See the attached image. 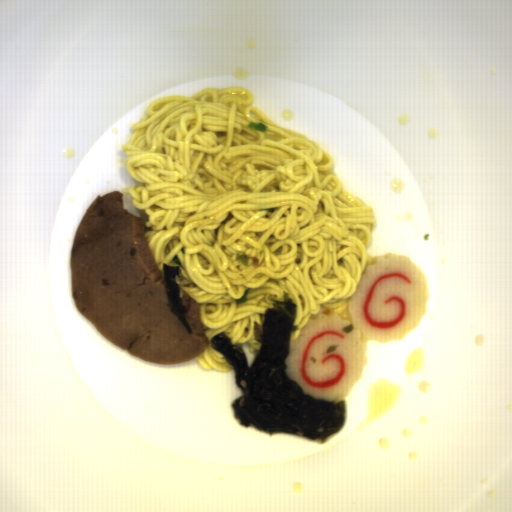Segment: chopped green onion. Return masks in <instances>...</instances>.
I'll return each mask as SVG.
<instances>
[{
  "label": "chopped green onion",
  "instance_id": "obj_1",
  "mask_svg": "<svg viewBox=\"0 0 512 512\" xmlns=\"http://www.w3.org/2000/svg\"><path fill=\"white\" fill-rule=\"evenodd\" d=\"M247 127H250L252 128L253 130L255 131H259V132H267V125L266 124H263L259 121H249L248 124H247Z\"/></svg>",
  "mask_w": 512,
  "mask_h": 512
},
{
  "label": "chopped green onion",
  "instance_id": "obj_2",
  "mask_svg": "<svg viewBox=\"0 0 512 512\" xmlns=\"http://www.w3.org/2000/svg\"><path fill=\"white\" fill-rule=\"evenodd\" d=\"M235 261H239L243 266H249L250 265V258L245 253H237L234 257Z\"/></svg>",
  "mask_w": 512,
  "mask_h": 512
},
{
  "label": "chopped green onion",
  "instance_id": "obj_3",
  "mask_svg": "<svg viewBox=\"0 0 512 512\" xmlns=\"http://www.w3.org/2000/svg\"><path fill=\"white\" fill-rule=\"evenodd\" d=\"M250 290L251 288H248L247 290L244 291L243 295L239 298H235L239 303H244L246 301H248V295L250 293Z\"/></svg>",
  "mask_w": 512,
  "mask_h": 512
}]
</instances>
